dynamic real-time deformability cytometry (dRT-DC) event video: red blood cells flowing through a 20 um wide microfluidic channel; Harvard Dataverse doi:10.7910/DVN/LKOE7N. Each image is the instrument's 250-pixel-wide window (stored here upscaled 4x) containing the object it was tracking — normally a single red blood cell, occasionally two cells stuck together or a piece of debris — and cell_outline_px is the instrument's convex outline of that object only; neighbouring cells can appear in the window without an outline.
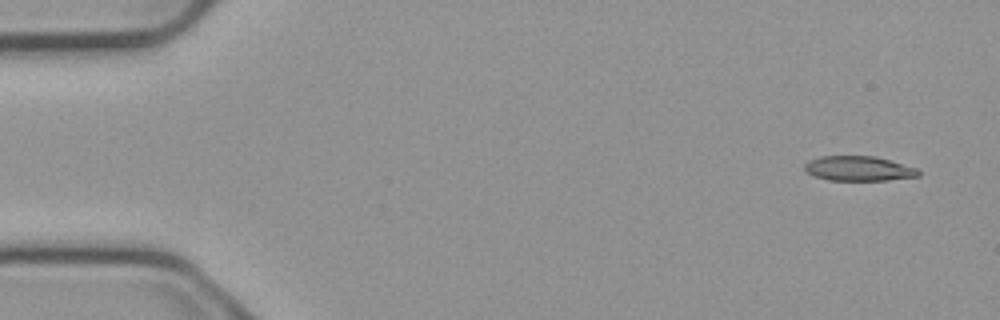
{"species": "common noctule bat (a hibernating species)", "species_latin": "Nyctalus noctula", "temperature_condition": "cold", "stored_images_in_passage": 7, "camera_frame_rate_fps": 3000, "um_per_image_px": 0.085, "animal": {"sex": "male", "body_mass_g": 23.1, "forearm_length_mm": 52.7}, "frame": {"image": 1, "passage_image": 1, "time_ms": 0.0, "image_size_px": [1000, 320], "cell_outline_px": [[920, 176], [888, 180], [828, 180], [816, 176], [808, 172], [804, 168], [804, 164], [808, 160], [820, 156], [876, 156], [916, 168], [920, 172]], "centroid_in_image_um": [72.98, 14.32], "position_along_channel_um": 12.0, "area_um2": 16.36}}
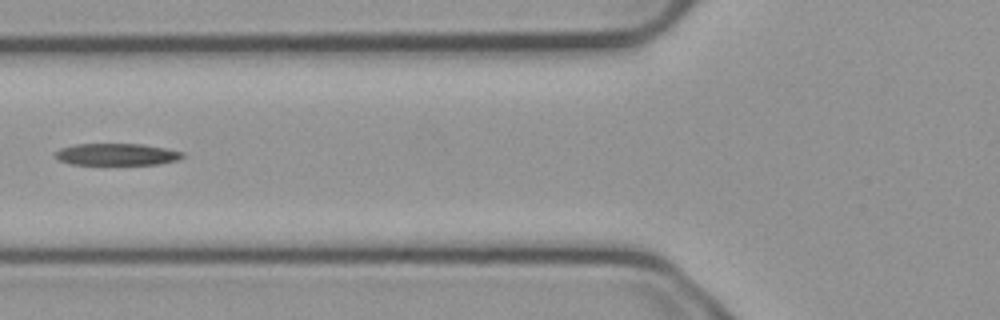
{"frame": {"image": 2, "passage_image": 6, "time_ms": 1.667, "image_size_px": [1000, 320], "cell_outline_px": [[184, 156], [176, 160], [156, 164], [68, 164], [52, 156], [52, 152], [60, 148], [76, 144], [144, 144], [184, 152]], "centroid_in_image_um": [9.84, 13.11], "position_along_channel_um": 116.0, "area_um2": 16.24}}
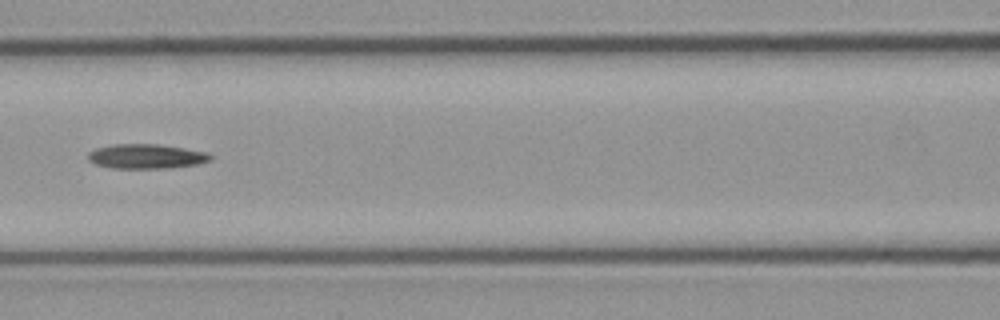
{"frame": {"image": 3, "passage_image": 7, "time_ms": 2.0, "image_size_px": [1000, 320], "cell_outline_px": [[212, 160], [196, 164], [168, 168], [108, 168], [96, 164], [88, 160], [88, 152], [96, 148], [112, 144], [160, 144], [208, 152], [212, 156]], "centroid_in_image_um": [12.42, 13.28], "position_along_channel_um": 154.2, "area_um2": 17.63}}